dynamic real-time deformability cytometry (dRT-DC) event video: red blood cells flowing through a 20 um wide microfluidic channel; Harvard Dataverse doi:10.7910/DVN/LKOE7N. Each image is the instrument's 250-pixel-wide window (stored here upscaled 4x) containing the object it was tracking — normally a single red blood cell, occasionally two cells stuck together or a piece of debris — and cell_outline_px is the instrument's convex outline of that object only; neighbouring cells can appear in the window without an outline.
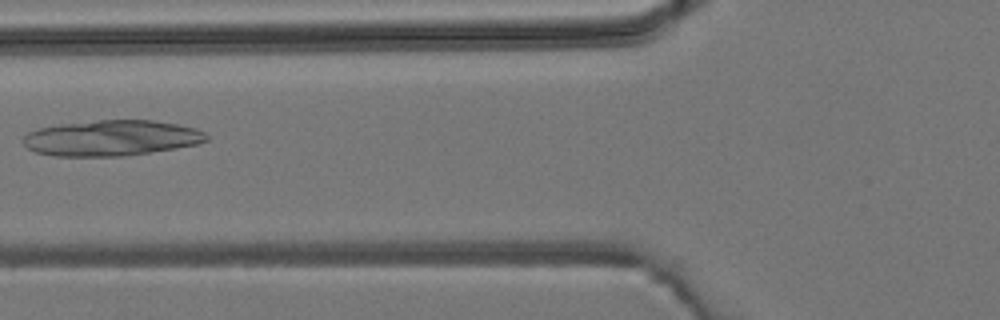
{"species": "common noctule bat (a hibernating species)", "species_latin": "Nyctalus noctula", "temperature_condition": "room temperature", "stored_images_in_passage": 3, "camera_frame_rate_fps": 3000, "um_per_image_px": 0.085, "animal": {"sex": "male", "body_mass_g": 19.2, "forearm_length_mm": 51.8}, "frame": {"image": 1, "passage_image": 3, "time_ms": 2.333, "image_size_px": [1000, 320], "cell_outline_px": [[208, 140], [200, 144], [176, 148], [124, 156], [52, 156], [36, 152], [28, 148], [20, 140], [28, 132], [40, 128], [60, 124], [96, 120], [152, 120], [176, 124], [196, 128], [204, 132], [208, 136]], "centroid_in_image_um": [9.47, 11.73], "position_along_channel_um": 116.3, "area_um2": 38.21}}